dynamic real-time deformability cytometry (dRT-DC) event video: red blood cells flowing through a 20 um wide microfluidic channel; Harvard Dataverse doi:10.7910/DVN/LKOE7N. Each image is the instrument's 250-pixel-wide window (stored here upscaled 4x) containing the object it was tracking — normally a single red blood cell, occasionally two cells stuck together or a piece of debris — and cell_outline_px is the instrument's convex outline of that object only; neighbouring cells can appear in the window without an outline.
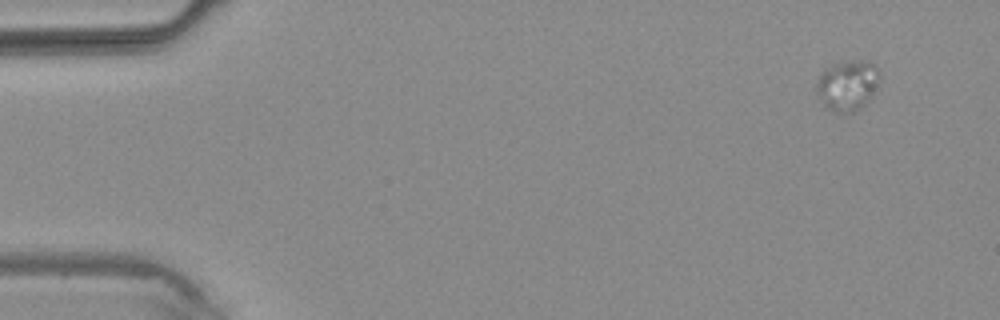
{"species": "common noctule bat (a hibernating species)", "species_latin": "Nyctalus noctula", "temperature_condition": "warm", "stored_images_in_passage": 5, "camera_frame_rate_fps": 3000, "um_per_image_px": 0.085, "animal": {"sex": "male", "body_mass_g": 20.4}, "frame": {"image": 1, "passage_image": 1, "time_ms": 0.0, "image_size_px": [1000, 320], "cell_outline_px": [[880, 76], [872, 96], [860, 108], [844, 116], [832, 112], [824, 104], [816, 92], [816, 84], [820, 72], [824, 68], [832, 64], [852, 60], [868, 60], [880, 72]], "centroid_in_image_um": [72.01, 7.26], "position_along_channel_um": 13.0, "area_um2": 18.84}}
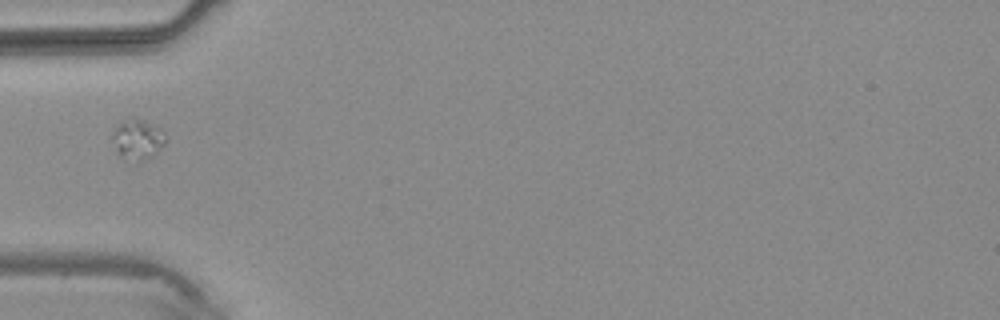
{"frame": {"image": 2, "passage_image": 4, "time_ms": 3.667, "image_size_px": [1000, 320], "cell_outline_px": [[168, 140], [152, 156], [136, 164], [124, 160], [116, 152], [112, 136], [112, 132], [120, 120], [132, 116], [152, 124], [160, 128], [164, 132]], "centroid_in_image_um": [11.67, 11.86], "position_along_channel_um": 73.3, "area_um2": 13.01}}